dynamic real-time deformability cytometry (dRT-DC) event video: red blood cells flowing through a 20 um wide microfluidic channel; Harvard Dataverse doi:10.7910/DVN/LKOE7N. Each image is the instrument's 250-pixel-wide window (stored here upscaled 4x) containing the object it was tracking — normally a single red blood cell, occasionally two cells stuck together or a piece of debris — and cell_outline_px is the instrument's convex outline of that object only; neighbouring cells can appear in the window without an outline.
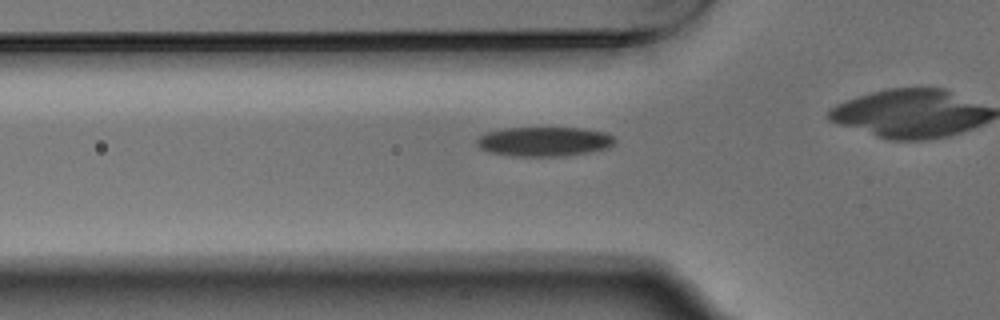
{"species": "Egyptian fruit bat (a non-hibernating species)", "species_latin": "Rousettus aegyptiacus", "temperature_condition": "warm", "stored_images_in_passage": 39, "camera_frame_rate_fps": 3000, "um_per_image_px": 0.085, "animal": {"sex": "male"}, "frame": {"image": 1, "passage_image": 14, "time_ms": 4.333, "image_size_px": [1000, 320], "cell_outline_px": [[616, 140], [608, 148], [588, 152], [564, 156], [512, 156], [488, 152], [480, 148], [476, 144], [476, 140], [480, 136], [488, 132], [504, 128], [580, 128], [604, 132], [612, 136]], "centroid_in_image_um": [46.23, 12.03], "position_along_channel_um": 79.6, "area_um2": 23.58}}
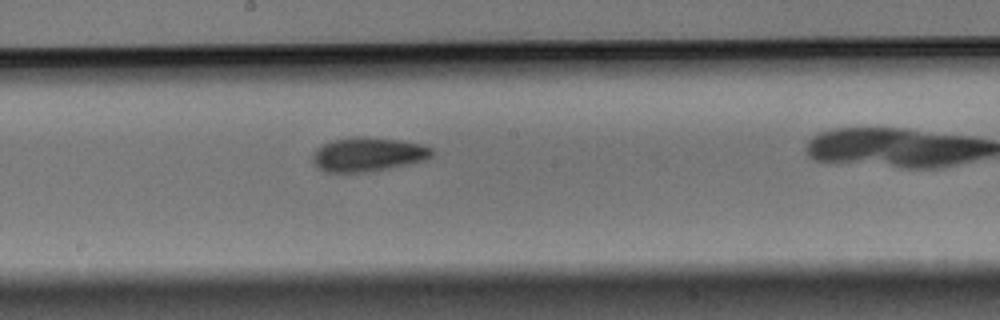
{"frame": {"image": 2, "passage_image": 25, "time_ms": 8.0, "image_size_px": [1000, 320], "cell_outline_px": [[436, 152], [432, 156], [424, 160], [408, 164], [368, 172], [324, 172], [316, 168], [312, 160], [312, 156], [316, 148], [332, 140], [352, 136], [364, 136], [400, 140], [420, 144], [432, 148]], "centroid_in_image_um": [31.25, 13.12], "position_along_channel_um": 216.9, "area_um2": 23.93}}
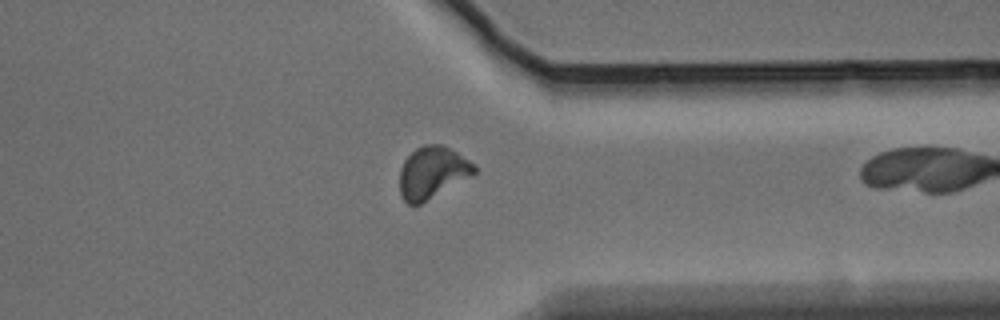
{"frame": {"image": 3, "passage_image": 38, "time_ms": 12.333, "image_size_px": [1000, 320], "cell_outline_px": [[476, 172], [420, 204], [408, 204], [404, 200], [400, 192], [400, 168], [404, 160], [416, 148], [424, 144], [444, 144], [476, 164]], "centroid_in_image_um": [36.74, 14.63], "position_along_channel_um": 374.7, "area_um2": 22.31}}